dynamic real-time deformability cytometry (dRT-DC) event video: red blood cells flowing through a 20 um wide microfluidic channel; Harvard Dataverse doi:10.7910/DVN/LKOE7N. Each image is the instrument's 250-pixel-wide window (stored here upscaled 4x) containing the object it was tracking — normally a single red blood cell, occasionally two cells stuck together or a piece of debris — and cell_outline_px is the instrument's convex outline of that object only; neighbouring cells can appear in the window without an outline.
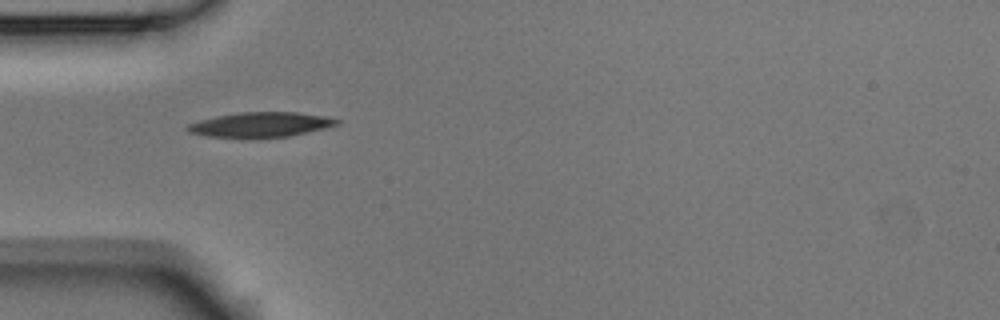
{"species": "Egyptian fruit bat (a non-hibernating species)", "species_latin": "Rousettus aegyptiacus", "temperature_condition": "room temperature", "stored_images_in_passage": 8, "camera_frame_rate_fps": 3000, "um_per_image_px": 0.085, "animal": {"sex": "male"}, "frame": {"image": 1, "passage_image": 4, "time_ms": 1.0, "image_size_px": [1000, 320], "cell_outline_px": [[340, 120], [336, 124], [324, 128], [288, 136], [208, 136], [188, 132], [184, 128], [188, 124], [200, 120], [216, 116], [240, 112], [296, 112], [324, 116]], "centroid_in_image_um": [22.11, 10.56], "position_along_channel_um": 62.9, "area_um2": 20.87}}
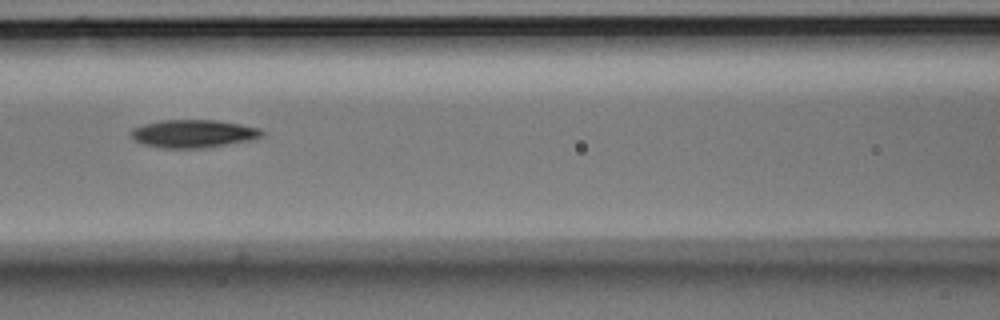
{"frame": {"image": 2, "passage_image": 6, "time_ms": 1.667, "image_size_px": [1000, 320], "cell_outline_px": [[264, 136], [252, 140], [204, 148], [164, 148], [144, 144], [136, 140], [128, 132], [132, 128], [144, 124], [160, 120], [216, 120], [240, 124], [260, 128], [264, 132]], "centroid_in_image_um": [16.46, 11.36], "position_along_channel_um": 150.1, "area_um2": 21.39}}
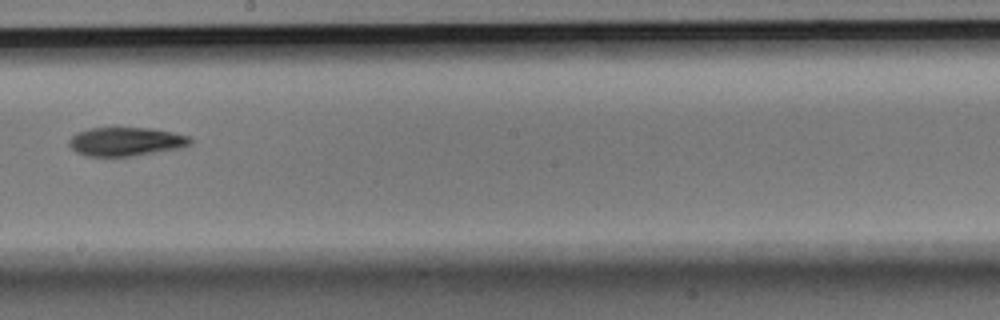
{"frame": {"image": 3, "passage_image": 8, "time_ms": 2.333, "image_size_px": [1000, 320], "cell_outline_px": [[192, 144], [180, 148], [132, 156], [84, 156], [76, 152], [68, 144], [68, 140], [76, 132], [88, 128], [152, 128], [172, 132], [188, 136], [192, 140]], "centroid_in_image_um": [10.67, 12.03], "position_along_channel_um": 237.5, "area_um2": 20.35}}